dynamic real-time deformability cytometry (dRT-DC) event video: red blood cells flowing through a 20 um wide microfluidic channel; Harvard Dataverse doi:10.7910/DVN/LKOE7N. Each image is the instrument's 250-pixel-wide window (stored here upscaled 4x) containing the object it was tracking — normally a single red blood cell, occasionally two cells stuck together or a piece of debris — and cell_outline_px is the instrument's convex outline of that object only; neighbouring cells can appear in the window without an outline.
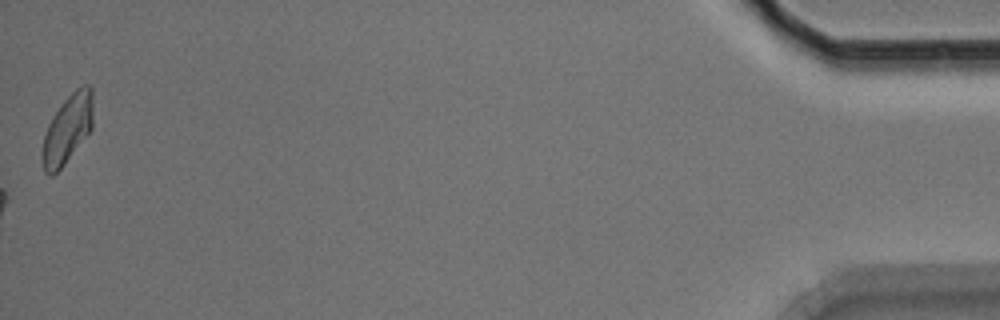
{"species": "Egyptian fruit bat (a non-hibernating species)", "species_latin": "Rousettus aegyptiacus", "temperature_condition": "room temperature", "stored_images_in_passage": 55, "camera_frame_rate_fps": 3000, "um_per_image_px": 0.085, "animal": {"sex": "male"}, "frame": {"image": 1, "passage_image": 55, "time_ms": 18.0, "image_size_px": [1000, 320], "cell_outline_px": [[92, 128], [64, 164], [52, 176], [48, 176], [44, 172], [40, 156], [40, 152], [44, 136], [48, 124], [52, 116], [64, 100], [76, 88], [84, 84], [88, 84], [92, 88]], "centroid_in_image_um": [5.7, 10.98], "position_along_channel_um": 429.5, "area_um2": 20.35}, "authors_computed_cell_mechanics": {"area_um2": 19.0162, "velocity_mm_per_s": 3.6915, "shape_relaxation_time_tau1_ms": 7.7946, "shape_relaxation_time_tau2_ms": 9.2199, "deformation_change_tau1": 0.2043, "deformation_change_tau2": 0.2234}}